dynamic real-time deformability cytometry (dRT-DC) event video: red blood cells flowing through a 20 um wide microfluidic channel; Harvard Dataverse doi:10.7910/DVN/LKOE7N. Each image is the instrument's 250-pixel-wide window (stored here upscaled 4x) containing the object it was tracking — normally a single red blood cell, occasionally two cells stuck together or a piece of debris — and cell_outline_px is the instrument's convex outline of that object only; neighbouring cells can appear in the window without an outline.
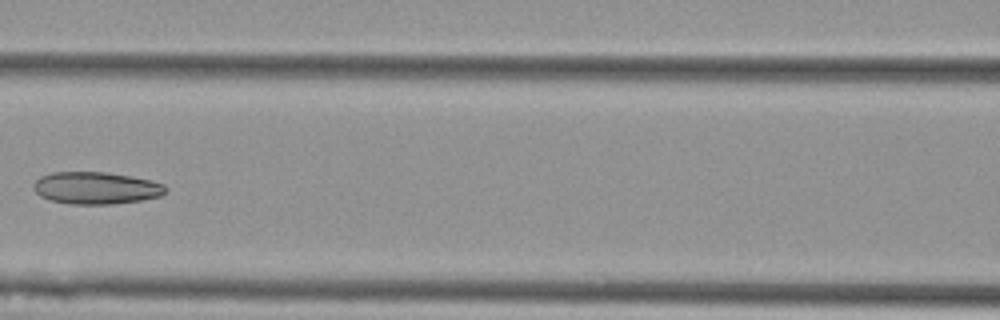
{"species": "Egyptian fruit bat (a non-hibernating species)", "species_latin": "Rousettus aegyptiacus", "temperature_condition": "cold", "stored_images_in_passage": 6, "camera_frame_rate_fps": 3000, "um_per_image_px": 0.085, "animal": {"sex": "female"}, "frame": {"image": 1, "passage_image": 6, "time_ms": 1.667, "image_size_px": [1000, 320], "cell_outline_px": [[168, 188], [160, 196], [144, 200], [112, 204], [68, 204], [48, 200], [40, 196], [32, 188], [32, 184], [40, 176], [52, 172], [104, 172], [132, 176], [152, 180], [164, 184]], "centroid_in_image_um": [8.15, 15.98], "position_along_channel_um": 158.5, "area_um2": 25.09}}